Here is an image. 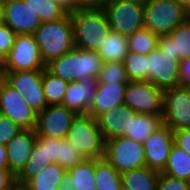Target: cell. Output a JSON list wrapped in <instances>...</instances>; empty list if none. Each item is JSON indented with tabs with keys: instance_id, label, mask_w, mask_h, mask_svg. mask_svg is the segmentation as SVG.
<instances>
[{
	"instance_id": "obj_40",
	"label": "cell",
	"mask_w": 190,
	"mask_h": 190,
	"mask_svg": "<svg viewBox=\"0 0 190 190\" xmlns=\"http://www.w3.org/2000/svg\"><path fill=\"white\" fill-rule=\"evenodd\" d=\"M174 144L190 155V128L173 131Z\"/></svg>"
},
{
	"instance_id": "obj_3",
	"label": "cell",
	"mask_w": 190,
	"mask_h": 190,
	"mask_svg": "<svg viewBox=\"0 0 190 190\" xmlns=\"http://www.w3.org/2000/svg\"><path fill=\"white\" fill-rule=\"evenodd\" d=\"M45 65L75 47L70 13L53 22H43L33 34Z\"/></svg>"
},
{
	"instance_id": "obj_46",
	"label": "cell",
	"mask_w": 190,
	"mask_h": 190,
	"mask_svg": "<svg viewBox=\"0 0 190 190\" xmlns=\"http://www.w3.org/2000/svg\"><path fill=\"white\" fill-rule=\"evenodd\" d=\"M62 5L68 12L73 11L74 8L71 6V0H50Z\"/></svg>"
},
{
	"instance_id": "obj_5",
	"label": "cell",
	"mask_w": 190,
	"mask_h": 190,
	"mask_svg": "<svg viewBox=\"0 0 190 190\" xmlns=\"http://www.w3.org/2000/svg\"><path fill=\"white\" fill-rule=\"evenodd\" d=\"M187 19L184 4L175 0H148L144 5V28L158 36L169 34Z\"/></svg>"
},
{
	"instance_id": "obj_8",
	"label": "cell",
	"mask_w": 190,
	"mask_h": 190,
	"mask_svg": "<svg viewBox=\"0 0 190 190\" xmlns=\"http://www.w3.org/2000/svg\"><path fill=\"white\" fill-rule=\"evenodd\" d=\"M45 63L33 34H17L15 42L3 60V72L43 70Z\"/></svg>"
},
{
	"instance_id": "obj_37",
	"label": "cell",
	"mask_w": 190,
	"mask_h": 190,
	"mask_svg": "<svg viewBox=\"0 0 190 190\" xmlns=\"http://www.w3.org/2000/svg\"><path fill=\"white\" fill-rule=\"evenodd\" d=\"M157 190H190V182L160 172Z\"/></svg>"
},
{
	"instance_id": "obj_20",
	"label": "cell",
	"mask_w": 190,
	"mask_h": 190,
	"mask_svg": "<svg viewBox=\"0 0 190 190\" xmlns=\"http://www.w3.org/2000/svg\"><path fill=\"white\" fill-rule=\"evenodd\" d=\"M127 83H98L88 114L97 118L101 113L122 106Z\"/></svg>"
},
{
	"instance_id": "obj_47",
	"label": "cell",
	"mask_w": 190,
	"mask_h": 190,
	"mask_svg": "<svg viewBox=\"0 0 190 190\" xmlns=\"http://www.w3.org/2000/svg\"><path fill=\"white\" fill-rule=\"evenodd\" d=\"M121 1L143 5V6L148 2V0H121Z\"/></svg>"
},
{
	"instance_id": "obj_2",
	"label": "cell",
	"mask_w": 190,
	"mask_h": 190,
	"mask_svg": "<svg viewBox=\"0 0 190 190\" xmlns=\"http://www.w3.org/2000/svg\"><path fill=\"white\" fill-rule=\"evenodd\" d=\"M103 63L97 51L74 47L65 55L48 62L45 68L70 83L83 78H98Z\"/></svg>"
},
{
	"instance_id": "obj_52",
	"label": "cell",
	"mask_w": 190,
	"mask_h": 190,
	"mask_svg": "<svg viewBox=\"0 0 190 190\" xmlns=\"http://www.w3.org/2000/svg\"><path fill=\"white\" fill-rule=\"evenodd\" d=\"M175 1H178V2L185 4L187 0H175Z\"/></svg>"
},
{
	"instance_id": "obj_22",
	"label": "cell",
	"mask_w": 190,
	"mask_h": 190,
	"mask_svg": "<svg viewBox=\"0 0 190 190\" xmlns=\"http://www.w3.org/2000/svg\"><path fill=\"white\" fill-rule=\"evenodd\" d=\"M162 124V115L135 113L133 117H130L129 130L123 136L144 143Z\"/></svg>"
},
{
	"instance_id": "obj_13",
	"label": "cell",
	"mask_w": 190,
	"mask_h": 190,
	"mask_svg": "<svg viewBox=\"0 0 190 190\" xmlns=\"http://www.w3.org/2000/svg\"><path fill=\"white\" fill-rule=\"evenodd\" d=\"M179 61L157 46L147 55V81L162 90L178 86Z\"/></svg>"
},
{
	"instance_id": "obj_45",
	"label": "cell",
	"mask_w": 190,
	"mask_h": 190,
	"mask_svg": "<svg viewBox=\"0 0 190 190\" xmlns=\"http://www.w3.org/2000/svg\"><path fill=\"white\" fill-rule=\"evenodd\" d=\"M0 168H8L7 147L0 144Z\"/></svg>"
},
{
	"instance_id": "obj_50",
	"label": "cell",
	"mask_w": 190,
	"mask_h": 190,
	"mask_svg": "<svg viewBox=\"0 0 190 190\" xmlns=\"http://www.w3.org/2000/svg\"><path fill=\"white\" fill-rule=\"evenodd\" d=\"M0 76H3V61L0 59Z\"/></svg>"
},
{
	"instance_id": "obj_24",
	"label": "cell",
	"mask_w": 190,
	"mask_h": 190,
	"mask_svg": "<svg viewBox=\"0 0 190 190\" xmlns=\"http://www.w3.org/2000/svg\"><path fill=\"white\" fill-rule=\"evenodd\" d=\"M66 172L67 170L57 163L47 165L22 188L24 190H57Z\"/></svg>"
},
{
	"instance_id": "obj_29",
	"label": "cell",
	"mask_w": 190,
	"mask_h": 190,
	"mask_svg": "<svg viewBox=\"0 0 190 190\" xmlns=\"http://www.w3.org/2000/svg\"><path fill=\"white\" fill-rule=\"evenodd\" d=\"M71 183L77 190H96L95 159H86L67 170Z\"/></svg>"
},
{
	"instance_id": "obj_9",
	"label": "cell",
	"mask_w": 190,
	"mask_h": 190,
	"mask_svg": "<svg viewBox=\"0 0 190 190\" xmlns=\"http://www.w3.org/2000/svg\"><path fill=\"white\" fill-rule=\"evenodd\" d=\"M104 10L112 31L124 36L144 28V6L121 0H107Z\"/></svg>"
},
{
	"instance_id": "obj_11",
	"label": "cell",
	"mask_w": 190,
	"mask_h": 190,
	"mask_svg": "<svg viewBox=\"0 0 190 190\" xmlns=\"http://www.w3.org/2000/svg\"><path fill=\"white\" fill-rule=\"evenodd\" d=\"M0 115L10 118L23 129H35L38 113L3 78L0 82Z\"/></svg>"
},
{
	"instance_id": "obj_42",
	"label": "cell",
	"mask_w": 190,
	"mask_h": 190,
	"mask_svg": "<svg viewBox=\"0 0 190 190\" xmlns=\"http://www.w3.org/2000/svg\"><path fill=\"white\" fill-rule=\"evenodd\" d=\"M190 85V58L179 61L178 86Z\"/></svg>"
},
{
	"instance_id": "obj_26",
	"label": "cell",
	"mask_w": 190,
	"mask_h": 190,
	"mask_svg": "<svg viewBox=\"0 0 190 190\" xmlns=\"http://www.w3.org/2000/svg\"><path fill=\"white\" fill-rule=\"evenodd\" d=\"M97 50L103 62H122L129 52L128 38L118 32L110 31L106 40Z\"/></svg>"
},
{
	"instance_id": "obj_49",
	"label": "cell",
	"mask_w": 190,
	"mask_h": 190,
	"mask_svg": "<svg viewBox=\"0 0 190 190\" xmlns=\"http://www.w3.org/2000/svg\"><path fill=\"white\" fill-rule=\"evenodd\" d=\"M3 23V15H2V0H0V24Z\"/></svg>"
},
{
	"instance_id": "obj_35",
	"label": "cell",
	"mask_w": 190,
	"mask_h": 190,
	"mask_svg": "<svg viewBox=\"0 0 190 190\" xmlns=\"http://www.w3.org/2000/svg\"><path fill=\"white\" fill-rule=\"evenodd\" d=\"M86 159L76 150L73 145L64 139H59L58 158L55 163L66 170L85 161Z\"/></svg>"
},
{
	"instance_id": "obj_30",
	"label": "cell",
	"mask_w": 190,
	"mask_h": 190,
	"mask_svg": "<svg viewBox=\"0 0 190 190\" xmlns=\"http://www.w3.org/2000/svg\"><path fill=\"white\" fill-rule=\"evenodd\" d=\"M69 82L50 73L46 68L42 70V87L47 105L62 104Z\"/></svg>"
},
{
	"instance_id": "obj_6",
	"label": "cell",
	"mask_w": 190,
	"mask_h": 190,
	"mask_svg": "<svg viewBox=\"0 0 190 190\" xmlns=\"http://www.w3.org/2000/svg\"><path fill=\"white\" fill-rule=\"evenodd\" d=\"M104 158L121 174L146 166L144 144L124 136L106 140Z\"/></svg>"
},
{
	"instance_id": "obj_28",
	"label": "cell",
	"mask_w": 190,
	"mask_h": 190,
	"mask_svg": "<svg viewBox=\"0 0 190 190\" xmlns=\"http://www.w3.org/2000/svg\"><path fill=\"white\" fill-rule=\"evenodd\" d=\"M162 173L190 182V155L174 144Z\"/></svg>"
},
{
	"instance_id": "obj_14",
	"label": "cell",
	"mask_w": 190,
	"mask_h": 190,
	"mask_svg": "<svg viewBox=\"0 0 190 190\" xmlns=\"http://www.w3.org/2000/svg\"><path fill=\"white\" fill-rule=\"evenodd\" d=\"M77 113L62 104L48 105L38 113L36 135L64 139Z\"/></svg>"
},
{
	"instance_id": "obj_41",
	"label": "cell",
	"mask_w": 190,
	"mask_h": 190,
	"mask_svg": "<svg viewBox=\"0 0 190 190\" xmlns=\"http://www.w3.org/2000/svg\"><path fill=\"white\" fill-rule=\"evenodd\" d=\"M16 188V176L9 168H0V190H15Z\"/></svg>"
},
{
	"instance_id": "obj_25",
	"label": "cell",
	"mask_w": 190,
	"mask_h": 190,
	"mask_svg": "<svg viewBox=\"0 0 190 190\" xmlns=\"http://www.w3.org/2000/svg\"><path fill=\"white\" fill-rule=\"evenodd\" d=\"M159 174L160 172L144 166L123 172L121 182L131 190H157Z\"/></svg>"
},
{
	"instance_id": "obj_53",
	"label": "cell",
	"mask_w": 190,
	"mask_h": 190,
	"mask_svg": "<svg viewBox=\"0 0 190 190\" xmlns=\"http://www.w3.org/2000/svg\"><path fill=\"white\" fill-rule=\"evenodd\" d=\"M15 190H24L23 188H19V187H17Z\"/></svg>"
},
{
	"instance_id": "obj_34",
	"label": "cell",
	"mask_w": 190,
	"mask_h": 190,
	"mask_svg": "<svg viewBox=\"0 0 190 190\" xmlns=\"http://www.w3.org/2000/svg\"><path fill=\"white\" fill-rule=\"evenodd\" d=\"M98 83H128L123 62H104L98 75Z\"/></svg>"
},
{
	"instance_id": "obj_51",
	"label": "cell",
	"mask_w": 190,
	"mask_h": 190,
	"mask_svg": "<svg viewBox=\"0 0 190 190\" xmlns=\"http://www.w3.org/2000/svg\"><path fill=\"white\" fill-rule=\"evenodd\" d=\"M120 190H131V189H129L128 187H126L124 185H121Z\"/></svg>"
},
{
	"instance_id": "obj_31",
	"label": "cell",
	"mask_w": 190,
	"mask_h": 190,
	"mask_svg": "<svg viewBox=\"0 0 190 190\" xmlns=\"http://www.w3.org/2000/svg\"><path fill=\"white\" fill-rule=\"evenodd\" d=\"M39 16L41 22H53L64 18L69 12L60 4L50 0H23Z\"/></svg>"
},
{
	"instance_id": "obj_38",
	"label": "cell",
	"mask_w": 190,
	"mask_h": 190,
	"mask_svg": "<svg viewBox=\"0 0 190 190\" xmlns=\"http://www.w3.org/2000/svg\"><path fill=\"white\" fill-rule=\"evenodd\" d=\"M17 34L4 23L0 24V59L3 61L11 50Z\"/></svg>"
},
{
	"instance_id": "obj_44",
	"label": "cell",
	"mask_w": 190,
	"mask_h": 190,
	"mask_svg": "<svg viewBox=\"0 0 190 190\" xmlns=\"http://www.w3.org/2000/svg\"><path fill=\"white\" fill-rule=\"evenodd\" d=\"M57 190H77L71 183V178L67 172L61 179Z\"/></svg>"
},
{
	"instance_id": "obj_19",
	"label": "cell",
	"mask_w": 190,
	"mask_h": 190,
	"mask_svg": "<svg viewBox=\"0 0 190 190\" xmlns=\"http://www.w3.org/2000/svg\"><path fill=\"white\" fill-rule=\"evenodd\" d=\"M158 47L162 52L174 56L178 61L190 58V18L169 34L160 35Z\"/></svg>"
},
{
	"instance_id": "obj_12",
	"label": "cell",
	"mask_w": 190,
	"mask_h": 190,
	"mask_svg": "<svg viewBox=\"0 0 190 190\" xmlns=\"http://www.w3.org/2000/svg\"><path fill=\"white\" fill-rule=\"evenodd\" d=\"M163 123L172 131L190 128V89L174 86L164 90Z\"/></svg>"
},
{
	"instance_id": "obj_16",
	"label": "cell",
	"mask_w": 190,
	"mask_h": 190,
	"mask_svg": "<svg viewBox=\"0 0 190 190\" xmlns=\"http://www.w3.org/2000/svg\"><path fill=\"white\" fill-rule=\"evenodd\" d=\"M143 144L146 166L162 172L167 164L171 148L174 145L173 131L163 123Z\"/></svg>"
},
{
	"instance_id": "obj_33",
	"label": "cell",
	"mask_w": 190,
	"mask_h": 190,
	"mask_svg": "<svg viewBox=\"0 0 190 190\" xmlns=\"http://www.w3.org/2000/svg\"><path fill=\"white\" fill-rule=\"evenodd\" d=\"M122 62L130 81L147 80L146 54L129 51Z\"/></svg>"
},
{
	"instance_id": "obj_39",
	"label": "cell",
	"mask_w": 190,
	"mask_h": 190,
	"mask_svg": "<svg viewBox=\"0 0 190 190\" xmlns=\"http://www.w3.org/2000/svg\"><path fill=\"white\" fill-rule=\"evenodd\" d=\"M36 138L44 145H46L47 162H54L58 158L59 139L43 137L36 135Z\"/></svg>"
},
{
	"instance_id": "obj_36",
	"label": "cell",
	"mask_w": 190,
	"mask_h": 190,
	"mask_svg": "<svg viewBox=\"0 0 190 190\" xmlns=\"http://www.w3.org/2000/svg\"><path fill=\"white\" fill-rule=\"evenodd\" d=\"M23 130L18 124L10 118L0 115V144L7 145L12 138Z\"/></svg>"
},
{
	"instance_id": "obj_4",
	"label": "cell",
	"mask_w": 190,
	"mask_h": 190,
	"mask_svg": "<svg viewBox=\"0 0 190 190\" xmlns=\"http://www.w3.org/2000/svg\"><path fill=\"white\" fill-rule=\"evenodd\" d=\"M66 140L85 159H102L105 156L106 139L97 119L89 114H77L67 132Z\"/></svg>"
},
{
	"instance_id": "obj_15",
	"label": "cell",
	"mask_w": 190,
	"mask_h": 190,
	"mask_svg": "<svg viewBox=\"0 0 190 190\" xmlns=\"http://www.w3.org/2000/svg\"><path fill=\"white\" fill-rule=\"evenodd\" d=\"M3 23L16 34H34L42 24L38 14L23 0H2Z\"/></svg>"
},
{
	"instance_id": "obj_48",
	"label": "cell",
	"mask_w": 190,
	"mask_h": 190,
	"mask_svg": "<svg viewBox=\"0 0 190 190\" xmlns=\"http://www.w3.org/2000/svg\"><path fill=\"white\" fill-rule=\"evenodd\" d=\"M185 9H186V14L188 18H190V0H187L186 3L184 4Z\"/></svg>"
},
{
	"instance_id": "obj_1",
	"label": "cell",
	"mask_w": 190,
	"mask_h": 190,
	"mask_svg": "<svg viewBox=\"0 0 190 190\" xmlns=\"http://www.w3.org/2000/svg\"><path fill=\"white\" fill-rule=\"evenodd\" d=\"M75 47L97 51L111 31L102 8H77L70 11Z\"/></svg>"
},
{
	"instance_id": "obj_43",
	"label": "cell",
	"mask_w": 190,
	"mask_h": 190,
	"mask_svg": "<svg viewBox=\"0 0 190 190\" xmlns=\"http://www.w3.org/2000/svg\"><path fill=\"white\" fill-rule=\"evenodd\" d=\"M107 0H71V6L77 8H102Z\"/></svg>"
},
{
	"instance_id": "obj_18",
	"label": "cell",
	"mask_w": 190,
	"mask_h": 190,
	"mask_svg": "<svg viewBox=\"0 0 190 190\" xmlns=\"http://www.w3.org/2000/svg\"><path fill=\"white\" fill-rule=\"evenodd\" d=\"M35 141V129H23L6 145L8 168L15 176L30 158Z\"/></svg>"
},
{
	"instance_id": "obj_10",
	"label": "cell",
	"mask_w": 190,
	"mask_h": 190,
	"mask_svg": "<svg viewBox=\"0 0 190 190\" xmlns=\"http://www.w3.org/2000/svg\"><path fill=\"white\" fill-rule=\"evenodd\" d=\"M3 79L16 89L37 113L48 106L42 87V70L3 72Z\"/></svg>"
},
{
	"instance_id": "obj_7",
	"label": "cell",
	"mask_w": 190,
	"mask_h": 190,
	"mask_svg": "<svg viewBox=\"0 0 190 190\" xmlns=\"http://www.w3.org/2000/svg\"><path fill=\"white\" fill-rule=\"evenodd\" d=\"M164 90L147 80L129 81L126 84L123 105L136 113L163 115Z\"/></svg>"
},
{
	"instance_id": "obj_21",
	"label": "cell",
	"mask_w": 190,
	"mask_h": 190,
	"mask_svg": "<svg viewBox=\"0 0 190 190\" xmlns=\"http://www.w3.org/2000/svg\"><path fill=\"white\" fill-rule=\"evenodd\" d=\"M135 113L125 105L101 113L96 119L105 139L123 136L129 130L130 117H133Z\"/></svg>"
},
{
	"instance_id": "obj_32",
	"label": "cell",
	"mask_w": 190,
	"mask_h": 190,
	"mask_svg": "<svg viewBox=\"0 0 190 190\" xmlns=\"http://www.w3.org/2000/svg\"><path fill=\"white\" fill-rule=\"evenodd\" d=\"M158 37L147 28L137 30L127 37L129 51L148 55L158 46Z\"/></svg>"
},
{
	"instance_id": "obj_23",
	"label": "cell",
	"mask_w": 190,
	"mask_h": 190,
	"mask_svg": "<svg viewBox=\"0 0 190 190\" xmlns=\"http://www.w3.org/2000/svg\"><path fill=\"white\" fill-rule=\"evenodd\" d=\"M47 162L46 145L37 138L32 148L30 158L21 171L16 175L17 187L22 188L32 177L36 176L45 166L53 164Z\"/></svg>"
},
{
	"instance_id": "obj_17",
	"label": "cell",
	"mask_w": 190,
	"mask_h": 190,
	"mask_svg": "<svg viewBox=\"0 0 190 190\" xmlns=\"http://www.w3.org/2000/svg\"><path fill=\"white\" fill-rule=\"evenodd\" d=\"M97 84L98 79L95 77L70 82L63 97L62 105L77 114H88L96 95Z\"/></svg>"
},
{
	"instance_id": "obj_27",
	"label": "cell",
	"mask_w": 190,
	"mask_h": 190,
	"mask_svg": "<svg viewBox=\"0 0 190 190\" xmlns=\"http://www.w3.org/2000/svg\"><path fill=\"white\" fill-rule=\"evenodd\" d=\"M96 190H120L122 185L119 173L105 158L95 159Z\"/></svg>"
}]
</instances>
